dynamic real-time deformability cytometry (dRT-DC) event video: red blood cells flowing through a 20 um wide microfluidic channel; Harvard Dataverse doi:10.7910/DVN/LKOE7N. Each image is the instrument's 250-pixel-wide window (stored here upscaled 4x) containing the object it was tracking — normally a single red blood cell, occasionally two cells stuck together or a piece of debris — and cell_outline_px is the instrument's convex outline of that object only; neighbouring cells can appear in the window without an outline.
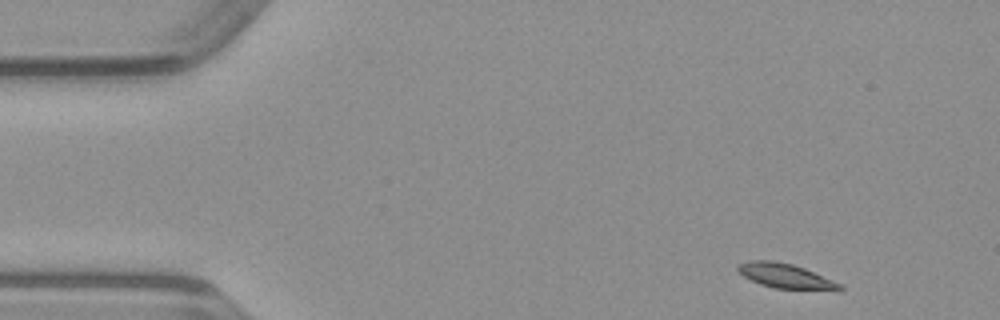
{"species": "common noctule bat (a hibernating species)", "species_latin": "Nyctalus noctula", "temperature_condition": "warm", "stored_images_in_passage": 46, "camera_frame_rate_fps": 3000, "um_per_image_px": 0.085, "animal": {"sex": "male", "body_mass_g": 23.1, "forearm_length_mm": 52.7}, "frame": {"image": 1, "passage_image": 1, "time_ms": 0.0, "image_size_px": [1000, 320], "cell_outline_px": [[844, 288], [840, 292], [836, 292], [776, 288], [760, 284], [744, 276], [736, 268], [740, 264], [748, 260], [772, 260], [792, 264], [804, 268], [832, 280], [840, 284]], "centroid_in_image_um": [66.85, 23.49], "position_along_channel_um": 18.1, "area_um2": 14.85}}
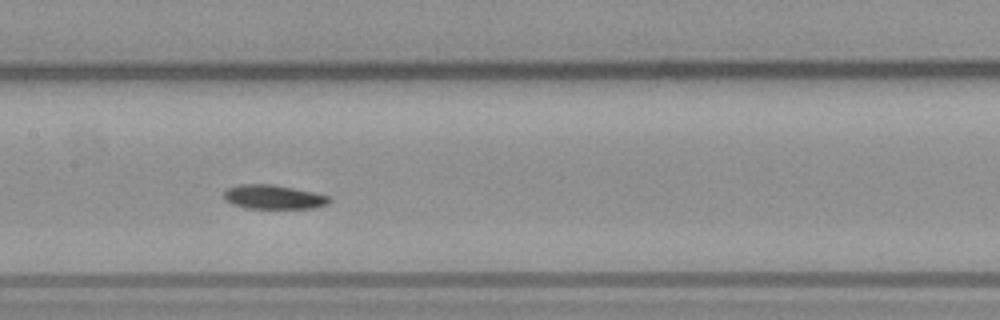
{"frame": {"image": 2, "passage_image": 20, "time_ms": 6.333, "image_size_px": [1000, 320], "cell_outline_px": [[332, 200], [328, 204], [316, 208], [244, 208], [232, 204], [224, 200], [224, 192], [228, 188], [240, 184], [272, 184], [332, 196]], "centroid_in_image_um": [23.27, 16.75], "position_along_channel_um": 184.1, "area_um2": 14.91}}
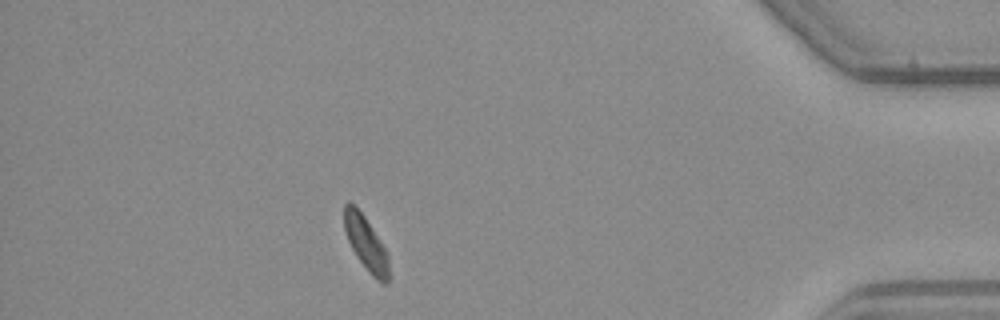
{"frame": {"image": 3, "passage_image": 40, "time_ms": 13.0, "image_size_px": [1000, 320], "cell_outline_px": [[388, 284], [384, 284], [376, 280], [372, 276], [356, 256], [348, 240], [344, 228], [344, 204], [348, 200], [364, 216], [384, 248], [388, 256]], "centroid_in_image_um": [31.09, 20.71], "position_along_channel_um": 404.1, "area_um2": 13.7}}